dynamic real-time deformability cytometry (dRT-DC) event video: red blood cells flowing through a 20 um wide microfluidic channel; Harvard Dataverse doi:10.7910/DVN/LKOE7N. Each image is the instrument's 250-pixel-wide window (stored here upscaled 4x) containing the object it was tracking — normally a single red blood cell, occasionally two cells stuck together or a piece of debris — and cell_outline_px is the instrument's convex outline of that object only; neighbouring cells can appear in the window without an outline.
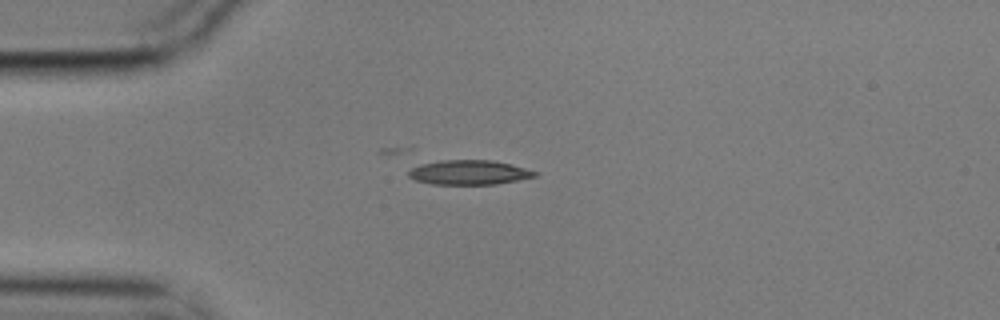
{"species": "common noctule bat (a hibernating species)", "species_latin": "Nyctalus noctula", "temperature_condition": "cold", "stored_images_in_passage": 4, "camera_frame_rate_fps": 3000, "um_per_image_px": 0.085, "animal": {"sex": "male", "body_mass_g": 17.9}, "frame": {"image": 1, "passage_image": 3, "time_ms": 0.667, "image_size_px": [1000, 320], "cell_outline_px": [[540, 172], [536, 176], [496, 184], [432, 184], [416, 180], [408, 176], [408, 172], [412, 168], [420, 164], [440, 160], [492, 160]], "centroid_in_image_um": [39.85, 14.65], "position_along_channel_um": 45.2, "area_um2": 17.86}}